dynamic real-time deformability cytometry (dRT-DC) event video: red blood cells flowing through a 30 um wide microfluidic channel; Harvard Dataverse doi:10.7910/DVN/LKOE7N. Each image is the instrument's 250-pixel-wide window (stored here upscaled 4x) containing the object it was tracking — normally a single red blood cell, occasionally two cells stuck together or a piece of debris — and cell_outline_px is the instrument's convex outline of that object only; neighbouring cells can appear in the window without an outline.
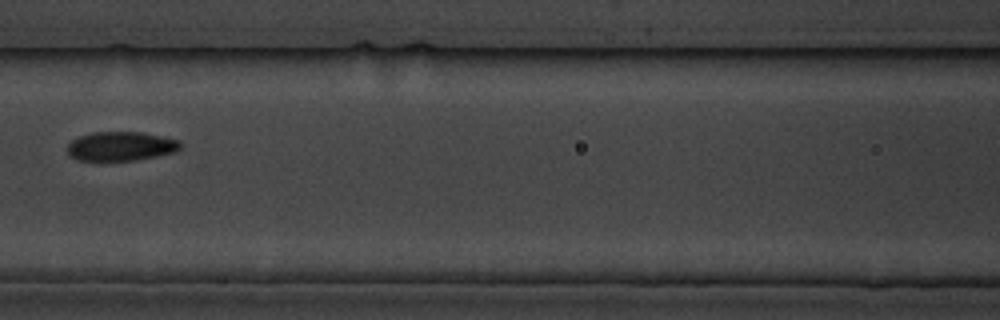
{"species": "common noctule bat (a hibernating species)", "species_latin": "Nyctalus noctula", "temperature_condition": "cold", "stored_images_in_passage": 17, "camera_frame_rate_fps": 3000, "um_per_image_px": 0.085, "animal": {"sex": "male", "body_mass_g": 19.5, "forearm_length_mm": 54.6}, "frame": {"image": 1, "passage_image": 8, "time_ms": 8.333, "image_size_px": [1000, 320], "cell_outline_px": [[184, 144], [176, 152], [136, 160], [100, 164], [96, 164], [76, 160], [68, 156], [68, 144], [72, 140], [80, 136], [92, 132], [140, 132], [180, 140]], "centroid_in_image_um": [10.22, 12.49], "position_along_channel_um": 156.4, "area_um2": 20.17}}
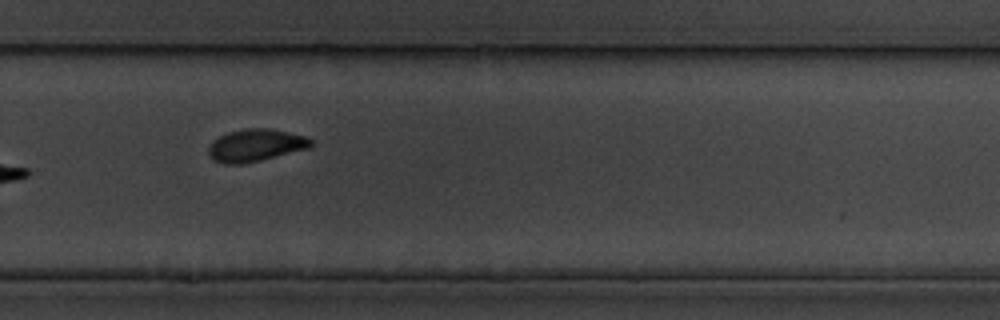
{"frame": {"image": 2, "passage_image": 12, "time_ms": 12.667, "image_size_px": [1000, 320], "cell_outline_px": [[312, 148], [260, 160], [240, 164], [224, 164], [216, 160], [208, 152], [208, 148], [212, 140], [228, 132], [244, 128], [268, 128], [304, 136], [312, 140]], "centroid_in_image_um": [21.74, 12.34], "position_along_channel_um": 308.1, "area_um2": 19.19}, "authors_computed_cell_mechanics": {"area_um2": 20.0566, "velocity_mm_per_s": 3.5151, "shape_relaxation_time_tau1_ms": 4.1801, "shape_relaxation_time_tau2_ms": 1.1897, "deformation_change_tau1": 0.1132, "deformation_change_tau2": 0.0581}}